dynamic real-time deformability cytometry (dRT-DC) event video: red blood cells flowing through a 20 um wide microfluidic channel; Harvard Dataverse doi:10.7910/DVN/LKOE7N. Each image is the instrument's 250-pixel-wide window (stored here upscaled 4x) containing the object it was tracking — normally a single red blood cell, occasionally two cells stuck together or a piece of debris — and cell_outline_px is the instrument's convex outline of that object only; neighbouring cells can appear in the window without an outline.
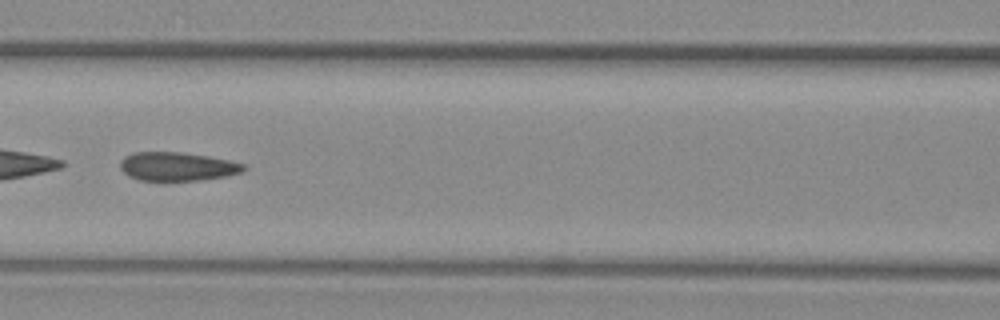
{"species": "common noctule bat (a hibernating species)", "species_latin": "Nyctalus noctula", "temperature_condition": "warm", "stored_images_in_passage": 52, "camera_frame_rate_fps": 3000, "um_per_image_px": 0.085, "animal": {"sex": "female", "body_mass_g": 29.2, "forearm_length_mm": 56.3}, "frame": {"image": 1, "passage_image": 23, "time_ms": 7.333, "image_size_px": [1000, 320], "cell_outline_px": [[248, 168], [244, 172], [228, 176], [200, 180], [164, 184], [140, 180], [128, 176], [120, 168], [120, 160], [124, 156], [132, 152], [180, 152], [208, 156], [228, 160], [244, 164]], "centroid_in_image_um": [15.05, 14.2], "position_along_channel_um": 151.6, "area_um2": 21.62}}
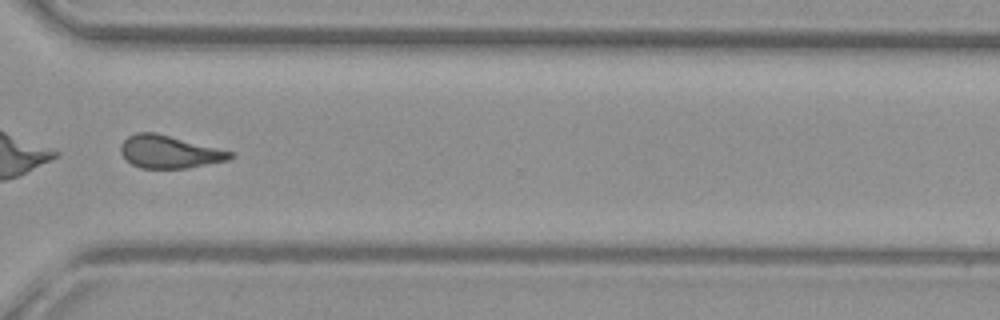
{"frame": {"image": 2, "passage_image": 39, "time_ms": 12.667, "image_size_px": [1000, 320], "cell_outline_px": [[236, 156], [228, 160], [188, 168], [140, 168], [132, 164], [120, 152], [120, 144], [128, 136], [136, 132], [156, 132], [232, 152]], "centroid_in_image_um": [14.37, 12.9], "position_along_channel_um": 356.2, "area_um2": 20.75}, "authors_computed_cell_mechanics": {"area_um2": 22.7154, "velocity_mm_per_s": 3.8423, "shape_relaxation_time_tau1_ms": null, "shape_relaxation_time_tau2_ms": 1.9321, "deformation_change_tau1": null, "deformation_change_tau2": 0.0982}}